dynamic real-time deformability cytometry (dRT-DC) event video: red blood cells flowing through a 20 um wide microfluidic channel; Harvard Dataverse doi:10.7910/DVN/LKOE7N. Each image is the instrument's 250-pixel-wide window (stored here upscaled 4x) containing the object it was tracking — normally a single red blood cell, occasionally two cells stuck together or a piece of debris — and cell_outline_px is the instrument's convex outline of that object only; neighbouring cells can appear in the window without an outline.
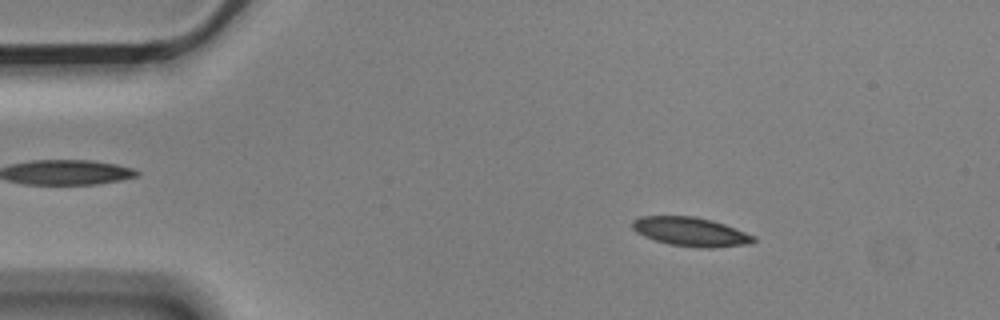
{"species": "Egyptian fruit bat (a non-hibernating species)", "species_latin": "Rousettus aegyptiacus", "temperature_condition": "cold", "stored_images_in_passage": 3, "camera_frame_rate_fps": 3000, "um_per_image_px": 0.085, "animal": {"sex": "male"}, "frame": {"image": 1, "passage_image": 1, "time_ms": 0.0, "image_size_px": [1000, 320], "cell_outline_px": [[756, 240], [752, 244], [712, 248], [700, 248], [668, 244], [644, 236], [636, 232], [632, 228], [632, 220], [640, 216], [696, 216], [712, 220], [736, 228], [756, 236]], "centroid_in_image_um": [58.74, 19.7], "position_along_channel_um": 26.3, "area_um2": 20.69}}